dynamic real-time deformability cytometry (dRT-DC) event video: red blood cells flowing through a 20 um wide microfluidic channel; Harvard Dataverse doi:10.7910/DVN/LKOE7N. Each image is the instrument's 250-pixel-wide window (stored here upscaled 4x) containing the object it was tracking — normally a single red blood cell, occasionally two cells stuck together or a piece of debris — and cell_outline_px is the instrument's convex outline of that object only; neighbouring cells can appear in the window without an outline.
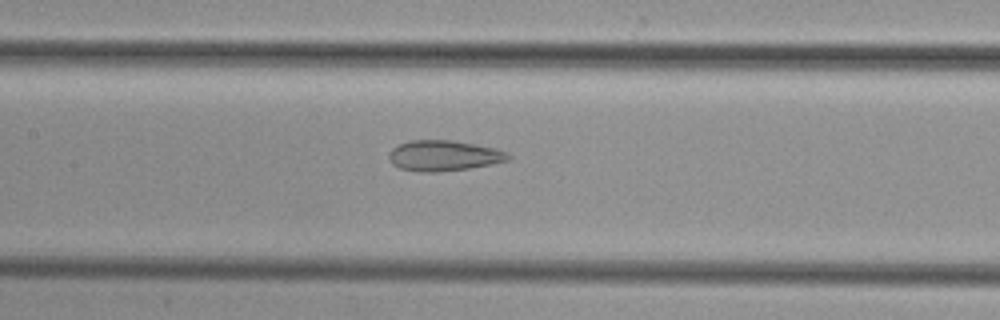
{"species": "common noctule bat (a hibernating species)", "species_latin": "Nyctalus noctula", "temperature_condition": "cold", "stored_images_in_passage": 42, "camera_frame_rate_fps": 3000, "um_per_image_px": 0.085, "animal": {"sex": "female", "body_mass_g": 29.2, "forearm_length_mm": 56.3}, "frame": {"image": 1, "passage_image": 18, "time_ms": 5.667, "image_size_px": [1000, 320], "cell_outline_px": [[512, 156], [508, 160], [492, 164], [468, 168], [436, 172], [420, 172], [400, 168], [392, 164], [388, 156], [392, 148], [400, 144], [412, 140], [448, 140], [496, 148]], "centroid_in_image_um": [37.7, 13.24], "position_along_channel_um": 169.7, "area_um2": 20.98}}
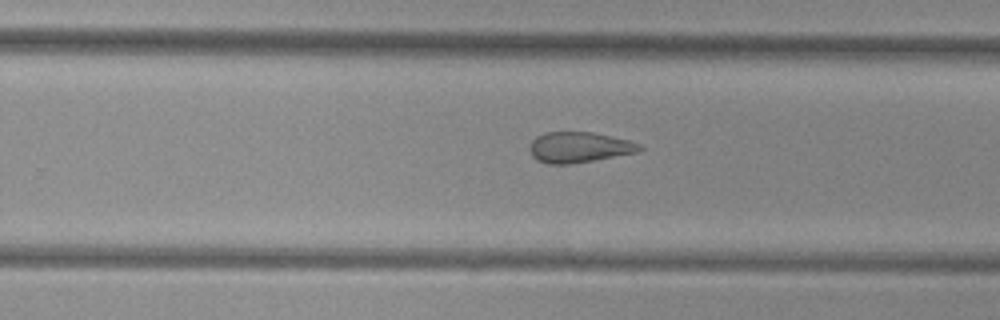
{"frame": {"image": 2, "passage_image": 26, "time_ms": 8.333, "image_size_px": [1000, 320], "cell_outline_px": [[644, 148], [640, 152], [568, 164], [548, 164], [536, 160], [532, 156], [528, 148], [532, 140], [536, 136], [544, 132], [592, 132], [612, 136], [628, 140], [640, 144]], "centroid_in_image_um": [49.21, 12.51], "position_along_channel_um": 280.6, "area_um2": 19.71}}
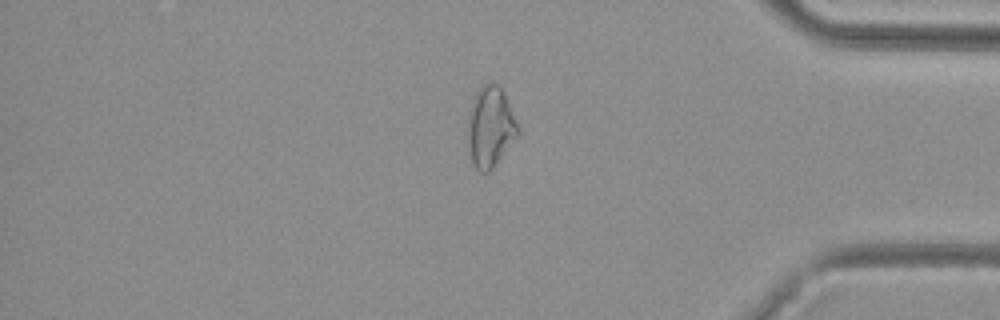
{"frame": {"image": 3, "passage_image": 36, "time_ms": 11.667, "image_size_px": [1000, 320], "cell_outline_px": [[520, 132], [492, 168], [488, 172], [480, 172], [472, 164], [468, 140], [468, 112], [472, 100], [476, 92], [488, 80], [500, 84], [504, 92], [520, 128]], "centroid_in_image_um": [41.68, 10.73], "position_along_channel_um": 393.5, "area_um2": 23.64}}